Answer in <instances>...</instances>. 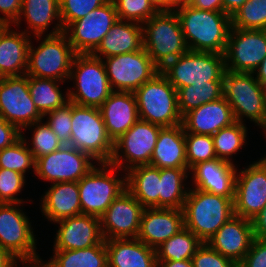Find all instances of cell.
<instances>
[{"instance_id":"cell-1","label":"cell","mask_w":266,"mask_h":267,"mask_svg":"<svg viewBox=\"0 0 266 267\" xmlns=\"http://www.w3.org/2000/svg\"><path fill=\"white\" fill-rule=\"evenodd\" d=\"M178 9L175 12L188 49L224 55L232 27L231 16L223 11L199 10L191 5Z\"/></svg>"},{"instance_id":"cell-2","label":"cell","mask_w":266,"mask_h":267,"mask_svg":"<svg viewBox=\"0 0 266 267\" xmlns=\"http://www.w3.org/2000/svg\"><path fill=\"white\" fill-rule=\"evenodd\" d=\"M234 198L190 190L183 206L184 227L207 242L234 215Z\"/></svg>"},{"instance_id":"cell-3","label":"cell","mask_w":266,"mask_h":267,"mask_svg":"<svg viewBox=\"0 0 266 267\" xmlns=\"http://www.w3.org/2000/svg\"><path fill=\"white\" fill-rule=\"evenodd\" d=\"M139 119L163 127L182 123L177 90L159 71L134 92Z\"/></svg>"},{"instance_id":"cell-4","label":"cell","mask_w":266,"mask_h":267,"mask_svg":"<svg viewBox=\"0 0 266 267\" xmlns=\"http://www.w3.org/2000/svg\"><path fill=\"white\" fill-rule=\"evenodd\" d=\"M145 23L143 48L159 69L189 50L175 10L158 11Z\"/></svg>"},{"instance_id":"cell-5","label":"cell","mask_w":266,"mask_h":267,"mask_svg":"<svg viewBox=\"0 0 266 267\" xmlns=\"http://www.w3.org/2000/svg\"><path fill=\"white\" fill-rule=\"evenodd\" d=\"M70 146L89 154L100 163H109L114 143L108 137L99 108L72 103Z\"/></svg>"},{"instance_id":"cell-6","label":"cell","mask_w":266,"mask_h":267,"mask_svg":"<svg viewBox=\"0 0 266 267\" xmlns=\"http://www.w3.org/2000/svg\"><path fill=\"white\" fill-rule=\"evenodd\" d=\"M160 71L176 90L193 84L223 81L224 55L188 50L185 54L169 61Z\"/></svg>"},{"instance_id":"cell-7","label":"cell","mask_w":266,"mask_h":267,"mask_svg":"<svg viewBox=\"0 0 266 267\" xmlns=\"http://www.w3.org/2000/svg\"><path fill=\"white\" fill-rule=\"evenodd\" d=\"M252 74L225 70L223 97L231 106L236 121L241 123L243 115L266 129V107L262 85Z\"/></svg>"},{"instance_id":"cell-8","label":"cell","mask_w":266,"mask_h":267,"mask_svg":"<svg viewBox=\"0 0 266 267\" xmlns=\"http://www.w3.org/2000/svg\"><path fill=\"white\" fill-rule=\"evenodd\" d=\"M100 57L98 54H76L72 63V67H77L76 72L74 75L71 70L69 77L77 80L78 90L76 93L69 91L66 98L70 102L99 108L113 92L105 64Z\"/></svg>"},{"instance_id":"cell-9","label":"cell","mask_w":266,"mask_h":267,"mask_svg":"<svg viewBox=\"0 0 266 267\" xmlns=\"http://www.w3.org/2000/svg\"><path fill=\"white\" fill-rule=\"evenodd\" d=\"M75 56L76 52L64 32L48 35L36 50L32 49L30 42L26 75L57 81L66 77L70 79Z\"/></svg>"},{"instance_id":"cell-10","label":"cell","mask_w":266,"mask_h":267,"mask_svg":"<svg viewBox=\"0 0 266 267\" xmlns=\"http://www.w3.org/2000/svg\"><path fill=\"white\" fill-rule=\"evenodd\" d=\"M103 168L93 167L78 181L82 214L101 217L109 205L126 189V180L116 179L114 166L102 163ZM110 166V171H107Z\"/></svg>"},{"instance_id":"cell-11","label":"cell","mask_w":266,"mask_h":267,"mask_svg":"<svg viewBox=\"0 0 266 267\" xmlns=\"http://www.w3.org/2000/svg\"><path fill=\"white\" fill-rule=\"evenodd\" d=\"M12 205L16 203H0V246L23 264L34 263L32 267H39L41 261L35 253V238L28 218Z\"/></svg>"},{"instance_id":"cell-12","label":"cell","mask_w":266,"mask_h":267,"mask_svg":"<svg viewBox=\"0 0 266 267\" xmlns=\"http://www.w3.org/2000/svg\"><path fill=\"white\" fill-rule=\"evenodd\" d=\"M106 59L104 64L112 91L115 86L117 91L134 92L160 71L144 48Z\"/></svg>"},{"instance_id":"cell-13","label":"cell","mask_w":266,"mask_h":267,"mask_svg":"<svg viewBox=\"0 0 266 267\" xmlns=\"http://www.w3.org/2000/svg\"><path fill=\"white\" fill-rule=\"evenodd\" d=\"M265 57L266 30L231 27L224 52L225 70L254 73Z\"/></svg>"},{"instance_id":"cell-14","label":"cell","mask_w":266,"mask_h":267,"mask_svg":"<svg viewBox=\"0 0 266 267\" xmlns=\"http://www.w3.org/2000/svg\"><path fill=\"white\" fill-rule=\"evenodd\" d=\"M0 114L19 130L41 121L43 115L29 93L27 75L0 78Z\"/></svg>"},{"instance_id":"cell-15","label":"cell","mask_w":266,"mask_h":267,"mask_svg":"<svg viewBox=\"0 0 266 267\" xmlns=\"http://www.w3.org/2000/svg\"><path fill=\"white\" fill-rule=\"evenodd\" d=\"M117 20L114 4L108 0L86 16L70 23L63 32L67 35L72 30L68 41L76 54H92Z\"/></svg>"},{"instance_id":"cell-16","label":"cell","mask_w":266,"mask_h":267,"mask_svg":"<svg viewBox=\"0 0 266 267\" xmlns=\"http://www.w3.org/2000/svg\"><path fill=\"white\" fill-rule=\"evenodd\" d=\"M93 158L70 145H62L58 150L36 159L35 173L44 180L78 182L93 167Z\"/></svg>"},{"instance_id":"cell-17","label":"cell","mask_w":266,"mask_h":267,"mask_svg":"<svg viewBox=\"0 0 266 267\" xmlns=\"http://www.w3.org/2000/svg\"><path fill=\"white\" fill-rule=\"evenodd\" d=\"M143 210L144 206L125 189L100 217L104 240L137 238Z\"/></svg>"},{"instance_id":"cell-18","label":"cell","mask_w":266,"mask_h":267,"mask_svg":"<svg viewBox=\"0 0 266 267\" xmlns=\"http://www.w3.org/2000/svg\"><path fill=\"white\" fill-rule=\"evenodd\" d=\"M161 128L159 125L139 119L114 142L113 155L109 164L116 169L122 167L123 163L120 160L122 155H119L118 150L123 148L124 156L131 163V166H127L128 169L140 165H149ZM133 163L134 165H132Z\"/></svg>"},{"instance_id":"cell-19","label":"cell","mask_w":266,"mask_h":267,"mask_svg":"<svg viewBox=\"0 0 266 267\" xmlns=\"http://www.w3.org/2000/svg\"><path fill=\"white\" fill-rule=\"evenodd\" d=\"M234 215L252 220L266 205V161L261 159L236 176Z\"/></svg>"},{"instance_id":"cell-20","label":"cell","mask_w":266,"mask_h":267,"mask_svg":"<svg viewBox=\"0 0 266 267\" xmlns=\"http://www.w3.org/2000/svg\"><path fill=\"white\" fill-rule=\"evenodd\" d=\"M254 240L252 221L233 215L207 241L217 252L239 265Z\"/></svg>"},{"instance_id":"cell-21","label":"cell","mask_w":266,"mask_h":267,"mask_svg":"<svg viewBox=\"0 0 266 267\" xmlns=\"http://www.w3.org/2000/svg\"><path fill=\"white\" fill-rule=\"evenodd\" d=\"M184 228L182 209L144 208L137 239L156 249Z\"/></svg>"},{"instance_id":"cell-22","label":"cell","mask_w":266,"mask_h":267,"mask_svg":"<svg viewBox=\"0 0 266 267\" xmlns=\"http://www.w3.org/2000/svg\"><path fill=\"white\" fill-rule=\"evenodd\" d=\"M57 223L61 227L57 232L55 250L84 249L99 244L104 239L99 217L80 214L61 219Z\"/></svg>"},{"instance_id":"cell-23","label":"cell","mask_w":266,"mask_h":267,"mask_svg":"<svg viewBox=\"0 0 266 267\" xmlns=\"http://www.w3.org/2000/svg\"><path fill=\"white\" fill-rule=\"evenodd\" d=\"M108 137L114 143L138 120L139 113L133 92L113 91L99 107Z\"/></svg>"},{"instance_id":"cell-24","label":"cell","mask_w":266,"mask_h":267,"mask_svg":"<svg viewBox=\"0 0 266 267\" xmlns=\"http://www.w3.org/2000/svg\"><path fill=\"white\" fill-rule=\"evenodd\" d=\"M236 122L227 100L222 97L190 110L182 116L184 131L213 136L220 129Z\"/></svg>"},{"instance_id":"cell-25","label":"cell","mask_w":266,"mask_h":267,"mask_svg":"<svg viewBox=\"0 0 266 267\" xmlns=\"http://www.w3.org/2000/svg\"><path fill=\"white\" fill-rule=\"evenodd\" d=\"M232 162L215 158L196 164L194 171L196 189L212 194L234 198L236 169Z\"/></svg>"},{"instance_id":"cell-26","label":"cell","mask_w":266,"mask_h":267,"mask_svg":"<svg viewBox=\"0 0 266 267\" xmlns=\"http://www.w3.org/2000/svg\"><path fill=\"white\" fill-rule=\"evenodd\" d=\"M105 240L108 267H158L156 250L137 238Z\"/></svg>"},{"instance_id":"cell-27","label":"cell","mask_w":266,"mask_h":267,"mask_svg":"<svg viewBox=\"0 0 266 267\" xmlns=\"http://www.w3.org/2000/svg\"><path fill=\"white\" fill-rule=\"evenodd\" d=\"M149 165L160 169L188 168L182 124L160 129Z\"/></svg>"},{"instance_id":"cell-28","label":"cell","mask_w":266,"mask_h":267,"mask_svg":"<svg viewBox=\"0 0 266 267\" xmlns=\"http://www.w3.org/2000/svg\"><path fill=\"white\" fill-rule=\"evenodd\" d=\"M42 211L50 221L82 214L78 182H59L43 197Z\"/></svg>"},{"instance_id":"cell-29","label":"cell","mask_w":266,"mask_h":267,"mask_svg":"<svg viewBox=\"0 0 266 267\" xmlns=\"http://www.w3.org/2000/svg\"><path fill=\"white\" fill-rule=\"evenodd\" d=\"M143 48V27L137 23L117 20L92 55L100 53L105 58L139 51Z\"/></svg>"},{"instance_id":"cell-30","label":"cell","mask_w":266,"mask_h":267,"mask_svg":"<svg viewBox=\"0 0 266 267\" xmlns=\"http://www.w3.org/2000/svg\"><path fill=\"white\" fill-rule=\"evenodd\" d=\"M9 26L0 34V78L26 75L28 66L29 39L25 32L9 30ZM25 69V72L19 70ZM19 73V74H18Z\"/></svg>"},{"instance_id":"cell-31","label":"cell","mask_w":266,"mask_h":267,"mask_svg":"<svg viewBox=\"0 0 266 267\" xmlns=\"http://www.w3.org/2000/svg\"><path fill=\"white\" fill-rule=\"evenodd\" d=\"M128 171V177H125L126 189L144 208H159L160 168L140 165Z\"/></svg>"},{"instance_id":"cell-32","label":"cell","mask_w":266,"mask_h":267,"mask_svg":"<svg viewBox=\"0 0 266 267\" xmlns=\"http://www.w3.org/2000/svg\"><path fill=\"white\" fill-rule=\"evenodd\" d=\"M54 251V258L48 262L52 267H108L104 239L84 249Z\"/></svg>"},{"instance_id":"cell-33","label":"cell","mask_w":266,"mask_h":267,"mask_svg":"<svg viewBox=\"0 0 266 267\" xmlns=\"http://www.w3.org/2000/svg\"><path fill=\"white\" fill-rule=\"evenodd\" d=\"M202 243L192 231L184 227L155 249L157 261L191 259Z\"/></svg>"},{"instance_id":"cell-34","label":"cell","mask_w":266,"mask_h":267,"mask_svg":"<svg viewBox=\"0 0 266 267\" xmlns=\"http://www.w3.org/2000/svg\"><path fill=\"white\" fill-rule=\"evenodd\" d=\"M178 108L181 116L205 103L223 97V81L193 84L177 90Z\"/></svg>"},{"instance_id":"cell-35","label":"cell","mask_w":266,"mask_h":267,"mask_svg":"<svg viewBox=\"0 0 266 267\" xmlns=\"http://www.w3.org/2000/svg\"><path fill=\"white\" fill-rule=\"evenodd\" d=\"M187 168L160 169L159 208L183 209L187 192L183 191L182 181Z\"/></svg>"},{"instance_id":"cell-36","label":"cell","mask_w":266,"mask_h":267,"mask_svg":"<svg viewBox=\"0 0 266 267\" xmlns=\"http://www.w3.org/2000/svg\"><path fill=\"white\" fill-rule=\"evenodd\" d=\"M54 79L28 76V88L34 104L43 115L63 107L69 102L63 98L59 87Z\"/></svg>"},{"instance_id":"cell-37","label":"cell","mask_w":266,"mask_h":267,"mask_svg":"<svg viewBox=\"0 0 266 267\" xmlns=\"http://www.w3.org/2000/svg\"><path fill=\"white\" fill-rule=\"evenodd\" d=\"M21 13L26 16L29 27L34 29V34L38 38L52 19L57 18L61 21L59 0H22L20 16Z\"/></svg>"},{"instance_id":"cell-38","label":"cell","mask_w":266,"mask_h":267,"mask_svg":"<svg viewBox=\"0 0 266 267\" xmlns=\"http://www.w3.org/2000/svg\"><path fill=\"white\" fill-rule=\"evenodd\" d=\"M242 123L236 121L230 126L220 129L212 136L215 154L218 159L231 162L229 155L232 156L243 146L247 130Z\"/></svg>"},{"instance_id":"cell-39","label":"cell","mask_w":266,"mask_h":267,"mask_svg":"<svg viewBox=\"0 0 266 267\" xmlns=\"http://www.w3.org/2000/svg\"><path fill=\"white\" fill-rule=\"evenodd\" d=\"M231 21L234 28L266 30V0H247Z\"/></svg>"},{"instance_id":"cell-40","label":"cell","mask_w":266,"mask_h":267,"mask_svg":"<svg viewBox=\"0 0 266 267\" xmlns=\"http://www.w3.org/2000/svg\"><path fill=\"white\" fill-rule=\"evenodd\" d=\"M36 160L29 148L26 147V140L23 136L10 147L0 151V168L9 169L24 175L26 169L33 166L35 170Z\"/></svg>"},{"instance_id":"cell-41","label":"cell","mask_w":266,"mask_h":267,"mask_svg":"<svg viewBox=\"0 0 266 267\" xmlns=\"http://www.w3.org/2000/svg\"><path fill=\"white\" fill-rule=\"evenodd\" d=\"M185 151L188 168L217 158L211 135L188 133L185 131Z\"/></svg>"},{"instance_id":"cell-42","label":"cell","mask_w":266,"mask_h":267,"mask_svg":"<svg viewBox=\"0 0 266 267\" xmlns=\"http://www.w3.org/2000/svg\"><path fill=\"white\" fill-rule=\"evenodd\" d=\"M108 0H59L61 23L51 34L58 35L72 22L86 16L92 10L104 5Z\"/></svg>"},{"instance_id":"cell-43","label":"cell","mask_w":266,"mask_h":267,"mask_svg":"<svg viewBox=\"0 0 266 267\" xmlns=\"http://www.w3.org/2000/svg\"><path fill=\"white\" fill-rule=\"evenodd\" d=\"M119 20L145 23L158 12L151 0H111Z\"/></svg>"},{"instance_id":"cell-44","label":"cell","mask_w":266,"mask_h":267,"mask_svg":"<svg viewBox=\"0 0 266 267\" xmlns=\"http://www.w3.org/2000/svg\"><path fill=\"white\" fill-rule=\"evenodd\" d=\"M50 120L47 124L56 134L63 145H70L72 131V102L66 103L63 107L48 112Z\"/></svg>"},{"instance_id":"cell-45","label":"cell","mask_w":266,"mask_h":267,"mask_svg":"<svg viewBox=\"0 0 266 267\" xmlns=\"http://www.w3.org/2000/svg\"><path fill=\"white\" fill-rule=\"evenodd\" d=\"M40 122L33 123V125H37V128H35L33 134V148L29 149L35 160L58 150L63 145L50 126L47 123L41 126L38 124Z\"/></svg>"},{"instance_id":"cell-46","label":"cell","mask_w":266,"mask_h":267,"mask_svg":"<svg viewBox=\"0 0 266 267\" xmlns=\"http://www.w3.org/2000/svg\"><path fill=\"white\" fill-rule=\"evenodd\" d=\"M25 183L24 175L9 169L0 168V203H16L22 201L14 197L21 191Z\"/></svg>"},{"instance_id":"cell-47","label":"cell","mask_w":266,"mask_h":267,"mask_svg":"<svg viewBox=\"0 0 266 267\" xmlns=\"http://www.w3.org/2000/svg\"><path fill=\"white\" fill-rule=\"evenodd\" d=\"M193 267H238L231 259L215 251L207 242H203L191 258Z\"/></svg>"},{"instance_id":"cell-48","label":"cell","mask_w":266,"mask_h":267,"mask_svg":"<svg viewBox=\"0 0 266 267\" xmlns=\"http://www.w3.org/2000/svg\"><path fill=\"white\" fill-rule=\"evenodd\" d=\"M238 267H266V240L254 238L249 251Z\"/></svg>"},{"instance_id":"cell-49","label":"cell","mask_w":266,"mask_h":267,"mask_svg":"<svg viewBox=\"0 0 266 267\" xmlns=\"http://www.w3.org/2000/svg\"><path fill=\"white\" fill-rule=\"evenodd\" d=\"M21 136V131L0 114V151L13 145Z\"/></svg>"},{"instance_id":"cell-50","label":"cell","mask_w":266,"mask_h":267,"mask_svg":"<svg viewBox=\"0 0 266 267\" xmlns=\"http://www.w3.org/2000/svg\"><path fill=\"white\" fill-rule=\"evenodd\" d=\"M22 0H0V12L5 17H0V23L10 26V22L20 23V12H21ZM19 21V22H18Z\"/></svg>"},{"instance_id":"cell-51","label":"cell","mask_w":266,"mask_h":267,"mask_svg":"<svg viewBox=\"0 0 266 267\" xmlns=\"http://www.w3.org/2000/svg\"><path fill=\"white\" fill-rule=\"evenodd\" d=\"M251 221L254 238L266 240V205Z\"/></svg>"},{"instance_id":"cell-52","label":"cell","mask_w":266,"mask_h":267,"mask_svg":"<svg viewBox=\"0 0 266 267\" xmlns=\"http://www.w3.org/2000/svg\"><path fill=\"white\" fill-rule=\"evenodd\" d=\"M191 6L206 11H223L222 0H192Z\"/></svg>"},{"instance_id":"cell-53","label":"cell","mask_w":266,"mask_h":267,"mask_svg":"<svg viewBox=\"0 0 266 267\" xmlns=\"http://www.w3.org/2000/svg\"><path fill=\"white\" fill-rule=\"evenodd\" d=\"M247 0H222L223 12L232 16Z\"/></svg>"},{"instance_id":"cell-54","label":"cell","mask_w":266,"mask_h":267,"mask_svg":"<svg viewBox=\"0 0 266 267\" xmlns=\"http://www.w3.org/2000/svg\"><path fill=\"white\" fill-rule=\"evenodd\" d=\"M17 258L0 246V267H15Z\"/></svg>"},{"instance_id":"cell-55","label":"cell","mask_w":266,"mask_h":267,"mask_svg":"<svg viewBox=\"0 0 266 267\" xmlns=\"http://www.w3.org/2000/svg\"><path fill=\"white\" fill-rule=\"evenodd\" d=\"M158 267H193L191 259L187 260H169L157 261Z\"/></svg>"},{"instance_id":"cell-56","label":"cell","mask_w":266,"mask_h":267,"mask_svg":"<svg viewBox=\"0 0 266 267\" xmlns=\"http://www.w3.org/2000/svg\"><path fill=\"white\" fill-rule=\"evenodd\" d=\"M158 11H172L174 10V0H151Z\"/></svg>"},{"instance_id":"cell-57","label":"cell","mask_w":266,"mask_h":267,"mask_svg":"<svg viewBox=\"0 0 266 267\" xmlns=\"http://www.w3.org/2000/svg\"><path fill=\"white\" fill-rule=\"evenodd\" d=\"M258 71H257V81L262 85L266 83V57L265 59L261 62V64L258 66Z\"/></svg>"},{"instance_id":"cell-58","label":"cell","mask_w":266,"mask_h":267,"mask_svg":"<svg viewBox=\"0 0 266 267\" xmlns=\"http://www.w3.org/2000/svg\"><path fill=\"white\" fill-rule=\"evenodd\" d=\"M191 3H192V0H174V7L176 8L177 6L179 7V8H181V7H184V6H189V5H191Z\"/></svg>"},{"instance_id":"cell-59","label":"cell","mask_w":266,"mask_h":267,"mask_svg":"<svg viewBox=\"0 0 266 267\" xmlns=\"http://www.w3.org/2000/svg\"><path fill=\"white\" fill-rule=\"evenodd\" d=\"M262 91H263V97H264V102H265V107H266V83L262 84Z\"/></svg>"},{"instance_id":"cell-60","label":"cell","mask_w":266,"mask_h":267,"mask_svg":"<svg viewBox=\"0 0 266 267\" xmlns=\"http://www.w3.org/2000/svg\"><path fill=\"white\" fill-rule=\"evenodd\" d=\"M9 25L0 23V34L8 27Z\"/></svg>"},{"instance_id":"cell-61","label":"cell","mask_w":266,"mask_h":267,"mask_svg":"<svg viewBox=\"0 0 266 267\" xmlns=\"http://www.w3.org/2000/svg\"><path fill=\"white\" fill-rule=\"evenodd\" d=\"M41 267H52L48 262L45 264H42Z\"/></svg>"}]
</instances>
